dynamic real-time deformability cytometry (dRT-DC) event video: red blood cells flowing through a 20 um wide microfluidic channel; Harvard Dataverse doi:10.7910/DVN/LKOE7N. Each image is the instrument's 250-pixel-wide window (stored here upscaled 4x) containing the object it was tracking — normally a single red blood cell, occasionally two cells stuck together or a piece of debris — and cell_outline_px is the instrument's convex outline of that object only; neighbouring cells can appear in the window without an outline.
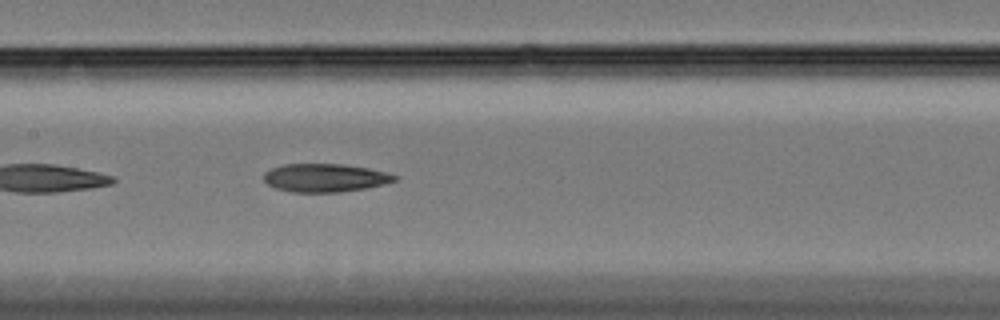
{"species": "Egyptian fruit bat (a non-hibernating species)", "species_latin": "Rousettus aegyptiacus", "temperature_condition": "cold", "stored_images_in_passage": 21, "camera_frame_rate_fps": 3000, "um_per_image_px": 0.085, "animal": {"sex": "female"}, "frame": {"image": 1, "passage_image": 12, "time_ms": 3.667, "image_size_px": [1000, 320], "cell_outline_px": [[396, 180], [368, 188], [340, 192], [292, 192], [276, 188], [268, 184], [264, 180], [264, 172], [272, 168], [284, 164], [344, 164], [368, 168], [384, 172], [396, 176]], "centroid_in_image_um": [27.6, 15.11], "position_along_channel_um": 179.8, "area_um2": 21.39}}
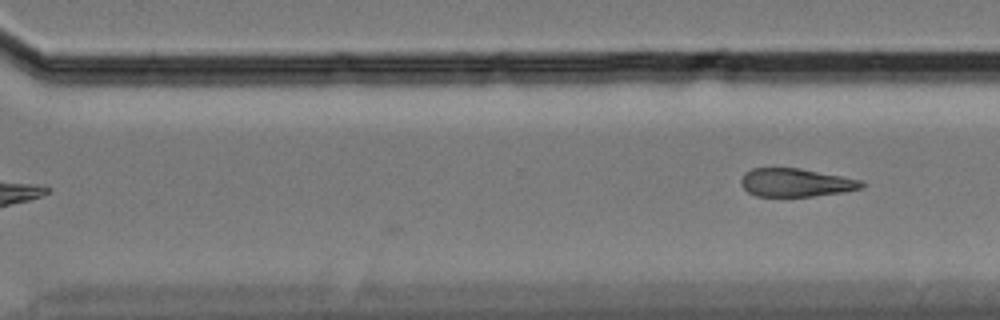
{"frame": {"image": 2, "passage_image": 21, "time_ms": 6.667, "image_size_px": [1000, 320], "cell_outline_px": [[864, 184], [860, 188], [844, 192], [812, 196], [756, 196], [748, 192], [740, 184], [740, 180], [744, 172], [752, 168], [800, 168], [860, 180]], "centroid_in_image_um": [67.58, 15.52], "position_along_channel_um": 303.0, "area_um2": 19.71}}